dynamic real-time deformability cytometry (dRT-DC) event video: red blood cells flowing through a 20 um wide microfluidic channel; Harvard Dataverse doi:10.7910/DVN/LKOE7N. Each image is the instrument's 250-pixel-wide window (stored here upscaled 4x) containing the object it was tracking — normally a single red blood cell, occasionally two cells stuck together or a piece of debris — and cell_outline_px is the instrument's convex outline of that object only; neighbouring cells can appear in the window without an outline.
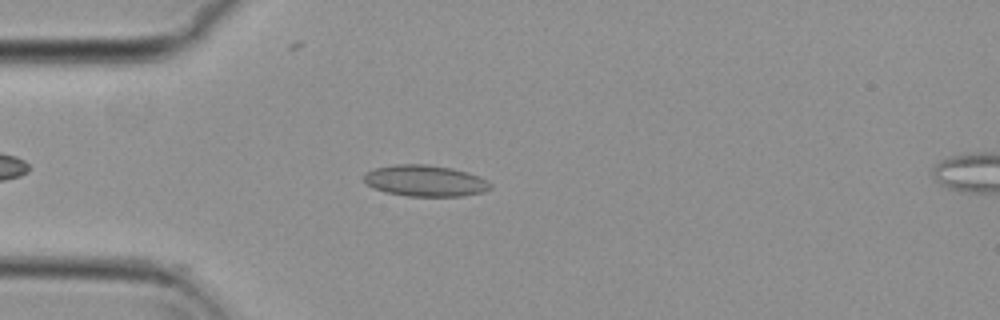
{"species": "common noctule bat (a hibernating species)", "species_latin": "Nyctalus noctula", "temperature_condition": "cold", "stored_images_in_passage": 48, "camera_frame_rate_fps": 3000, "um_per_image_px": 0.085, "animal": {"sex": "female", "body_mass_g": 29.2, "forearm_length_mm": 56.3}, "frame": {"image": 1, "passage_image": 8, "time_ms": 2.333, "image_size_px": [1000, 320], "cell_outline_px": [[492, 188], [484, 192], [460, 196], [408, 196], [384, 192], [368, 184], [364, 180], [364, 172], [376, 168], [392, 164], [428, 164], [452, 168], [468, 172], [480, 176], [488, 180], [492, 184]], "centroid_in_image_um": [36.18, 15.36], "position_along_channel_um": 48.8, "area_um2": 23.24}}
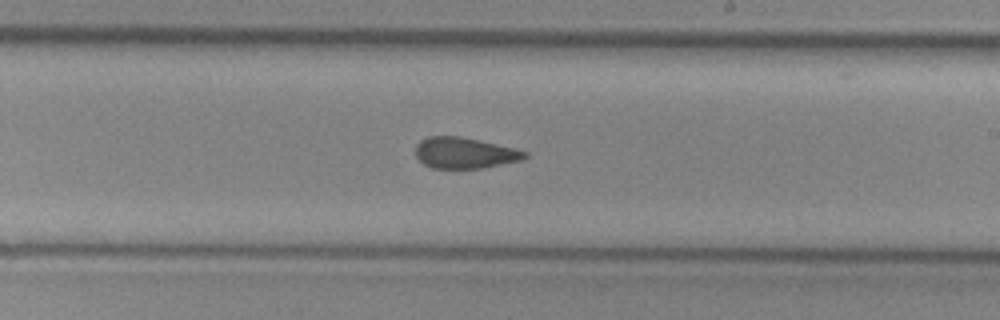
{"frame": {"image": 2, "passage_image": 25, "time_ms": 8.0, "image_size_px": [1000, 320], "cell_outline_px": [[528, 156], [520, 160], [480, 168], [432, 168], [424, 164], [416, 156], [416, 144], [420, 140], [428, 136], [460, 136], [512, 148], [528, 152]], "centroid_in_image_um": [39.44, 12.99], "position_along_channel_um": 249.6, "area_um2": 19.42}}
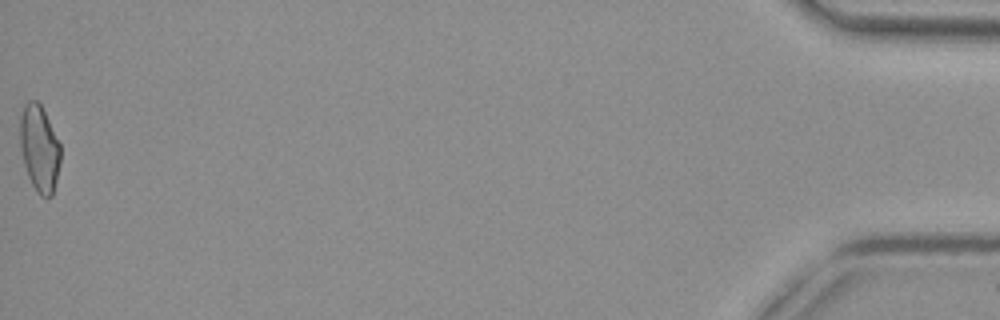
{"frame": {"image": 3, "passage_image": 48, "time_ms": 15.667, "image_size_px": [1000, 320], "cell_outline_px": [[60, 160], [56, 180], [52, 196], [48, 200], [40, 196], [36, 192], [28, 176], [24, 164], [20, 148], [20, 116], [24, 104], [28, 100], [36, 100], [40, 104], [60, 144]], "centroid_in_image_um": [3.33, 12.65], "position_along_channel_um": 431.9, "area_um2": 20.4}, "authors_computed_cell_mechanics": {"area_um2": 20.7213, "velocity_mm_per_s": 3.7613, "shape_relaxation_time_tau1_ms": null, "shape_relaxation_time_tau2_ms": 2.3765, "deformation_change_tau1": null, "deformation_change_tau2": 0.0891}}